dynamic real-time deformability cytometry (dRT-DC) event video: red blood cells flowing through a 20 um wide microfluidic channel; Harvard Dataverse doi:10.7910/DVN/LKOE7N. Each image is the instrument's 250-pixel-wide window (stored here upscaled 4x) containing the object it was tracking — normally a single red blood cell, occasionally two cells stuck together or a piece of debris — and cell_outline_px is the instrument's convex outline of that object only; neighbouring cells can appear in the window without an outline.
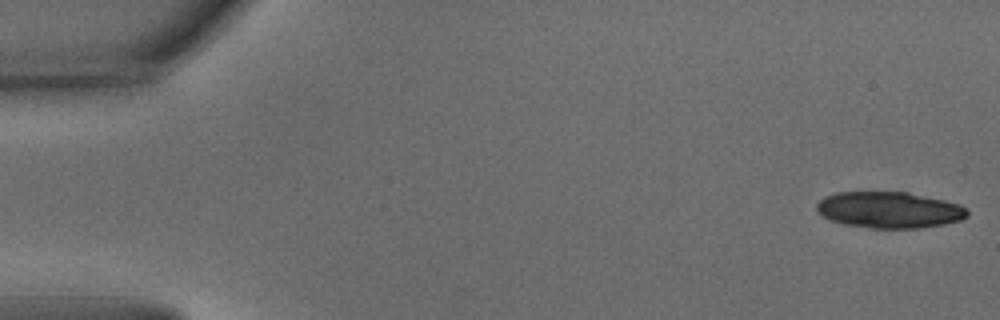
{"species": "common noctule bat (a hibernating species)", "species_latin": "Nyctalus noctula", "temperature_condition": "warm", "stored_images_in_passage": 19, "camera_frame_rate_fps": 3000, "um_per_image_px": 0.085, "animal": {"sex": "male", "body_mass_g": 15.6}, "frame": {"image": 1, "passage_image": 1, "time_ms": 0.0, "image_size_px": [1000, 320], "cell_outline_px": [[968, 216], [960, 220], [944, 224], [920, 228], [872, 228], [844, 224], [832, 220], [824, 216], [816, 208], [816, 204], [824, 196], [836, 192], [908, 192], [944, 200], [960, 204], [968, 208]], "centroid_in_image_um": [75.62, 17.83], "position_along_channel_um": 9.4, "area_um2": 31.85}}